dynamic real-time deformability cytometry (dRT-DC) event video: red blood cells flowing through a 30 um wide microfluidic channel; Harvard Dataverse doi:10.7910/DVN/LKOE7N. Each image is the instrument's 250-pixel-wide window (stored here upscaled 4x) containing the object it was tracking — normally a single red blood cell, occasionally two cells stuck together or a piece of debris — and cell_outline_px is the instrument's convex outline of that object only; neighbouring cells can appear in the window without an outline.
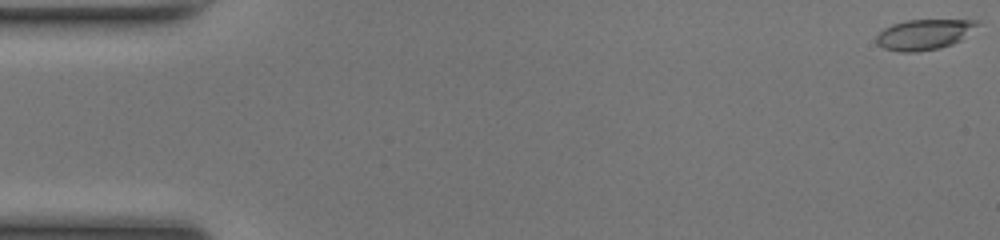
{"species": "common noctule bat (a hibernating species)", "species_latin": "Nyctalus noctula", "temperature_condition": "room temperature", "stored_images_in_passage": 51, "camera_frame_rate_fps": 3000, "um_per_image_px": 0.085, "animal": {"sex": "female", "body_mass_g": 17.0, "forearm_length_mm": 48.0}, "frame": {"image": 1, "passage_image": 1, "time_ms": 0.0, "image_size_px": [1000, 240], "cell_outline_px": [[980, 24], [960, 40], [952, 44], [940, 48], [916, 52], [900, 52], [884, 48], [876, 44], [876, 36], [884, 28], [892, 24], [904, 20], [980, 20]], "centroid_in_image_um": [78.53, 2.93], "position_along_channel_um": 6.5, "area_um2": 17.92}}
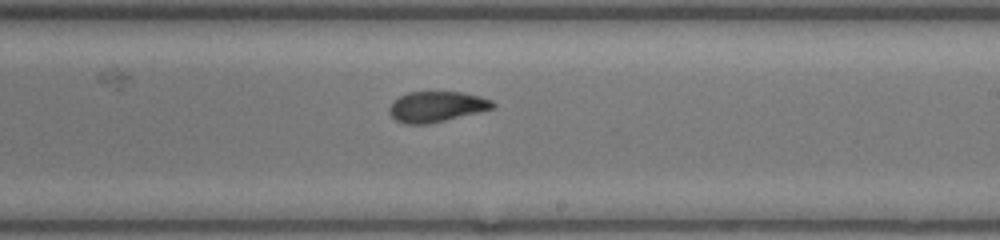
{"frame": {"image": 2, "passage_image": 30, "time_ms": 9.667, "image_size_px": [1000, 240], "cell_outline_px": [[496, 108], [428, 124], [404, 124], [396, 120], [388, 112], [388, 108], [400, 96], [408, 92], [460, 92], [480, 96], [492, 100], [496, 104]], "centroid_in_image_um": [37.13, 9.07], "position_along_channel_um": 251.9, "area_um2": 18.38}}
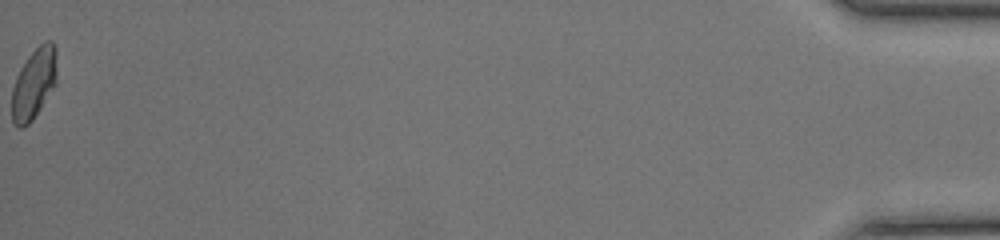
{"frame": {"image": 3, "passage_image": 51, "time_ms": 16.667, "image_size_px": [1000, 240], "cell_outline_px": [[56, 84], [32, 120], [24, 128], [20, 128], [12, 120], [12, 88], [16, 76], [20, 68], [28, 56], [44, 40], [52, 40], [56, 48]], "centroid_in_image_um": [2.88, 7.08], "position_along_channel_um": 432.3, "area_um2": 18.55}, "authors_computed_cell_mechanics": {"area_um2": 18.6116, "velocity_mm_per_s": 4.162, "shape_relaxation_time_tau1_ms": 6.2003, "shape_relaxation_time_tau2_ms": 1.3314, "deformation_change_tau1": 0.2162, "deformation_change_tau2": 0.0778}}